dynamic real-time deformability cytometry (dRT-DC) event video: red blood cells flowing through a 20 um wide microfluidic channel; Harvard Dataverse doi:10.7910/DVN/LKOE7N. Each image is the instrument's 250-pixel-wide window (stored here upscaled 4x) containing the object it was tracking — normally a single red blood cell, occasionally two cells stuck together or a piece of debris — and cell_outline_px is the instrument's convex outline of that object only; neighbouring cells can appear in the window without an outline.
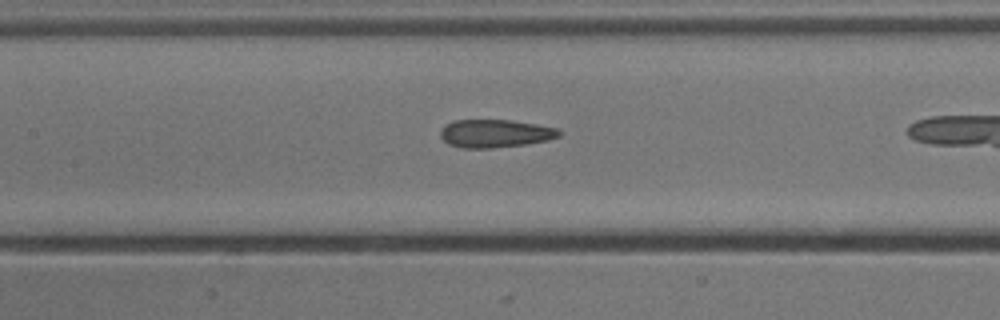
{"species": "common noctule bat (a hibernating species)", "species_latin": "Nyctalus noctula", "temperature_condition": "cold", "stored_images_in_passage": 28, "camera_frame_rate_fps": 3000, "um_per_image_px": 0.085, "animal": {"sex": "male", "body_mass_g": 13.3}, "frame": {"image": 1, "passage_image": 20, "time_ms": 6.333, "image_size_px": [1000, 320], "cell_outline_px": [[564, 132], [560, 136], [548, 140], [524, 144], [492, 148], [460, 148], [448, 144], [440, 136], [440, 128], [444, 124], [456, 120], [512, 120], [560, 128]], "centroid_in_image_um": [42.1, 11.34], "position_along_channel_um": 165.3, "area_um2": 19.65}}